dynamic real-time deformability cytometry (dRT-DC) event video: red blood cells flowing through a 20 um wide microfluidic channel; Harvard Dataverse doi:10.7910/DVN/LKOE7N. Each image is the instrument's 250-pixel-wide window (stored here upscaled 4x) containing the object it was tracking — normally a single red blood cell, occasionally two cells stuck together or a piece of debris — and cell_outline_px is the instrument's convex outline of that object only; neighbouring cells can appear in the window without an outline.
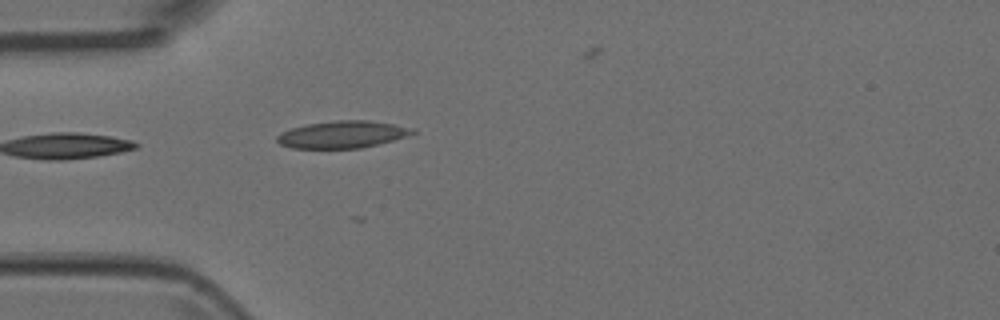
{"species": "Egyptian fruit bat (a non-hibernating species)", "species_latin": "Rousettus aegyptiacus", "temperature_condition": "room temperature", "stored_images_in_passage": 4, "camera_frame_rate_fps": 3000, "um_per_image_px": 0.085, "animal": {"sex": "female"}, "frame": {"image": 1, "passage_image": 4, "time_ms": 1.0, "image_size_px": [1000, 320], "cell_outline_px": [[416, 132], [392, 140], [360, 148], [292, 148], [280, 144], [276, 140], [276, 136], [280, 132], [304, 124], [336, 120], [368, 120], [416, 128]], "centroid_in_image_um": [29.06, 11.42], "position_along_channel_um": 55.9, "area_um2": 21.33}}